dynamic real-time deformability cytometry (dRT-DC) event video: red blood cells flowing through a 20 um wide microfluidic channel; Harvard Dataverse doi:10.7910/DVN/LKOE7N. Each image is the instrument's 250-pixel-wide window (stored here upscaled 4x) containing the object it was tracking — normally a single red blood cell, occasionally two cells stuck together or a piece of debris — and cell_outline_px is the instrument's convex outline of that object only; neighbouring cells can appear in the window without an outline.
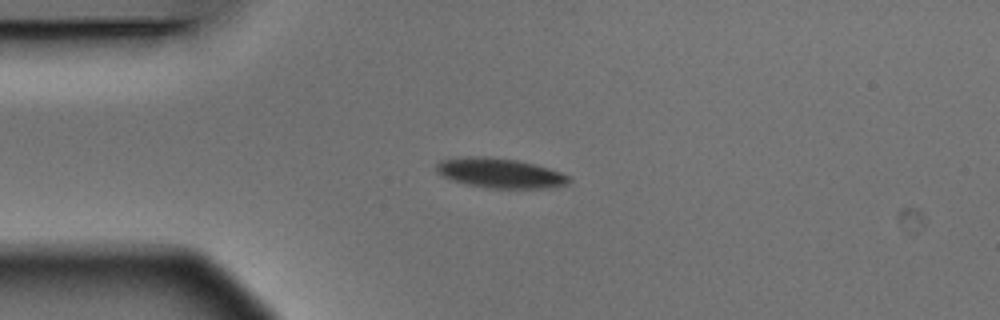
{"species": "Egyptian fruit bat (a non-hibernating species)", "species_latin": "Rousettus aegyptiacus", "temperature_condition": "warm", "stored_images_in_passage": 8, "camera_frame_rate_fps": 3000, "um_per_image_px": 0.085, "animal": {"sex": "male"}, "frame": {"image": 1, "passage_image": 1, "time_ms": 0.0, "image_size_px": [1000, 320], "cell_outline_px": [[572, 180], [568, 184], [544, 188], [488, 188], [468, 184], [452, 180], [440, 176], [436, 172], [436, 164], [440, 160], [468, 156], [484, 156], [516, 160], [548, 168], [560, 172], [568, 176]], "centroid_in_image_um": [42.46, 14.71], "position_along_channel_um": 42.5, "area_um2": 22.89}}
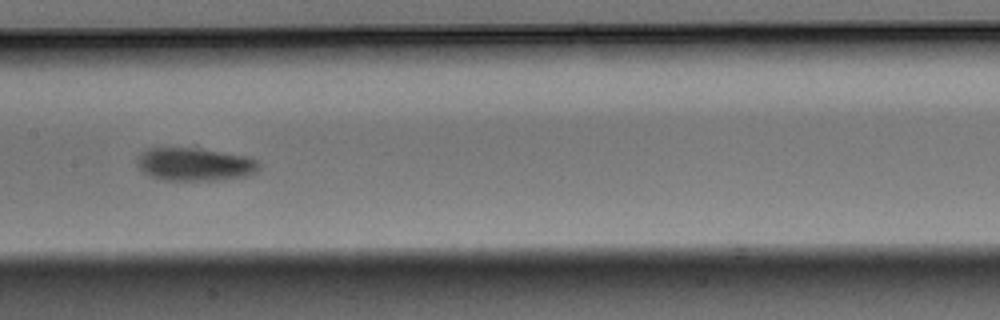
{"frame": {"image": 2, "passage_image": 5, "time_ms": 1.333, "image_size_px": [1000, 320], "cell_outline_px": [[260, 168], [256, 172], [248, 176], [220, 180], [164, 180], [152, 176], [136, 168], [136, 160], [140, 152], [148, 148], [188, 148], [220, 152], [248, 156], [260, 160]], "centroid_in_image_um": [16.57, 13.97], "position_along_channel_um": 190.8, "area_um2": 23.64}}
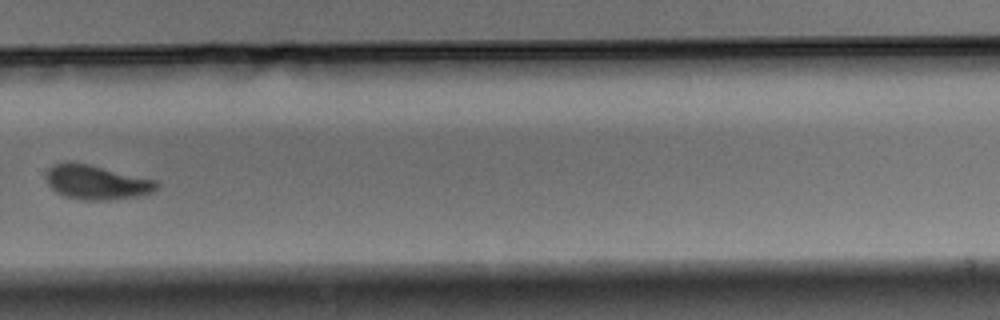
{"frame": {"image": 3, "passage_image": 8, "time_ms": 2.333, "image_size_px": [1000, 320], "cell_outline_px": [[160, 184], [152, 192], [136, 196], [100, 200], [84, 200], [64, 196], [56, 192], [48, 184], [44, 176], [48, 168], [52, 164], [68, 160], [72, 160], [156, 180]], "centroid_in_image_um": [8.13, 15.46], "position_along_channel_um": 321.7, "area_um2": 22.25}}